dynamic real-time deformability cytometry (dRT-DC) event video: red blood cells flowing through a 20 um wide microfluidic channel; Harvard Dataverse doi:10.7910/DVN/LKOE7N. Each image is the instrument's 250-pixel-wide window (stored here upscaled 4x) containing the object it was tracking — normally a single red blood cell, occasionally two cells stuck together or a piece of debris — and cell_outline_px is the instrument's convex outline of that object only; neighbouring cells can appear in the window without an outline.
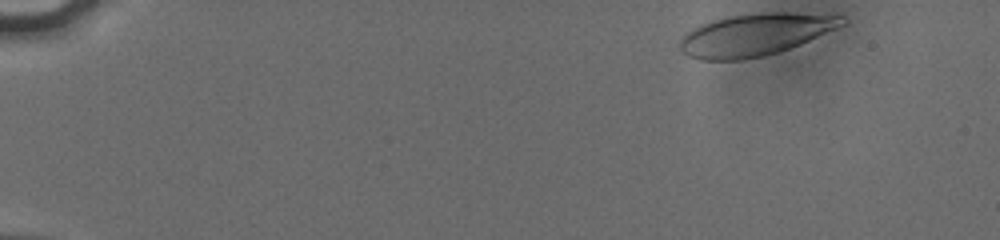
{"species": "human", "species_latin": "Homo sapiens", "temperature_condition": "cold", "stored_images_in_passage": 50, "camera_frame_rate_fps": 3000, "um_per_image_px": 0.085, "donor": {"sex": "male"}, "frame": {"image": 1, "passage_image": 1, "time_ms": 0.0, "image_size_px": [1000, 240], "cell_outline_px": [[848, 20], [844, 24], [836, 28], [800, 44], [764, 56], [744, 60], [700, 60], [688, 56], [680, 48], [680, 40], [684, 32], [700, 24], [724, 16], [756, 12], [788, 12], [844, 16]], "centroid_in_image_um": [64.14, 2.93], "position_along_channel_um": 20.9, "area_um2": 40.06}}
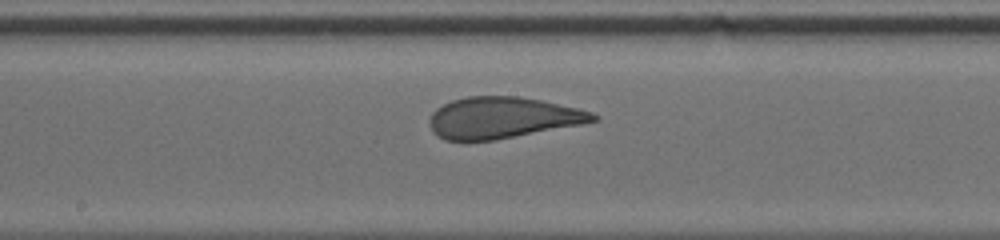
{"frame": {"image": 2, "passage_image": 26, "time_ms": 8.333, "image_size_px": [1000, 240], "cell_outline_px": [[600, 120], [584, 124], [496, 140], [444, 140], [436, 136], [432, 132], [428, 124], [428, 120], [432, 112], [436, 108], [452, 100], [468, 96], [520, 96], [540, 100], [576, 108], [592, 112], [600, 116]], "centroid_in_image_um": [42.7, 10.01], "position_along_channel_um": 205.5, "area_um2": 39.71}}
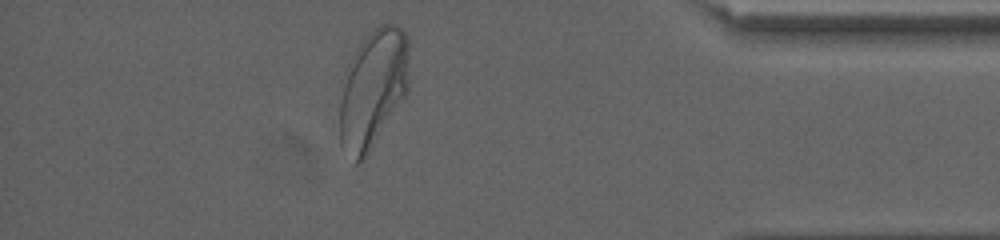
{"frame": {"image": 3, "passage_image": 44, "time_ms": 14.333, "image_size_px": [1000, 240], "cell_outline_px": [[408, 92], [368, 156], [364, 160], [356, 164], [340, 144], [340, 104], [344, 68], [356, 48], [368, 32], [380, 24], [396, 24], [408, 36]], "centroid_in_image_um": [31.7, 7.54], "position_along_channel_um": 403.5, "area_um2": 48.78}, "authors_computed_cell_mechanics": {"area_um2": 40.5467, "velocity_mm_per_s": 3.8073, "shape_relaxation_time_tau1_ms": 5.2294, "shape_relaxation_time_tau2_ms": null, "deformation_change_tau1": 0.1978, "deformation_change_tau2": null}}